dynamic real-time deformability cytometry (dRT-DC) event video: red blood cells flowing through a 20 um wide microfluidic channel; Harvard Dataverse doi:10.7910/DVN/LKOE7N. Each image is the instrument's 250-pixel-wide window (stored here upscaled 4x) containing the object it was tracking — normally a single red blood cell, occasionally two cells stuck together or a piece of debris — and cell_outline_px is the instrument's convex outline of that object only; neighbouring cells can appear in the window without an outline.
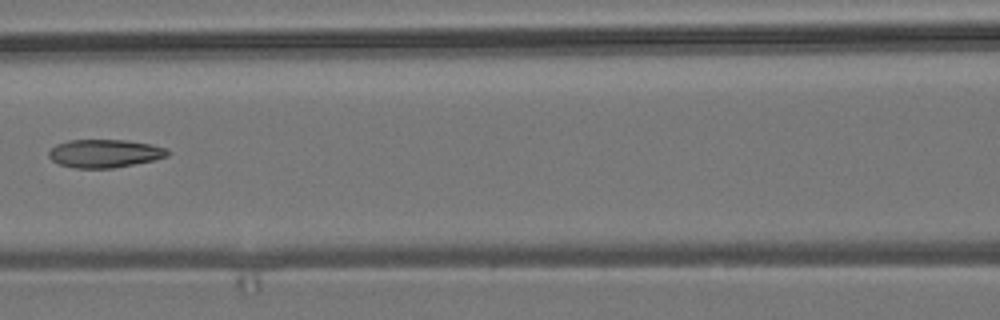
{"species": "common noctule bat (a hibernating species)", "species_latin": "Nyctalus noctula", "temperature_condition": "room temperature", "stored_images_in_passage": 5, "camera_frame_rate_fps": 3000, "um_per_image_px": 0.085, "animal": {"sex": "male", "body_mass_g": 19.2, "forearm_length_mm": 51.8}, "frame": {"image": 1, "passage_image": 5, "time_ms": 5.333, "image_size_px": [1000, 320], "cell_outline_px": [[172, 152], [168, 156], [152, 160], [112, 168], [76, 168], [60, 164], [52, 160], [48, 156], [48, 152], [56, 144], [68, 140], [128, 140], [152, 144], [168, 148]], "centroid_in_image_um": [8.92, 13.03], "position_along_channel_um": 157.7, "area_um2": 19.54}}